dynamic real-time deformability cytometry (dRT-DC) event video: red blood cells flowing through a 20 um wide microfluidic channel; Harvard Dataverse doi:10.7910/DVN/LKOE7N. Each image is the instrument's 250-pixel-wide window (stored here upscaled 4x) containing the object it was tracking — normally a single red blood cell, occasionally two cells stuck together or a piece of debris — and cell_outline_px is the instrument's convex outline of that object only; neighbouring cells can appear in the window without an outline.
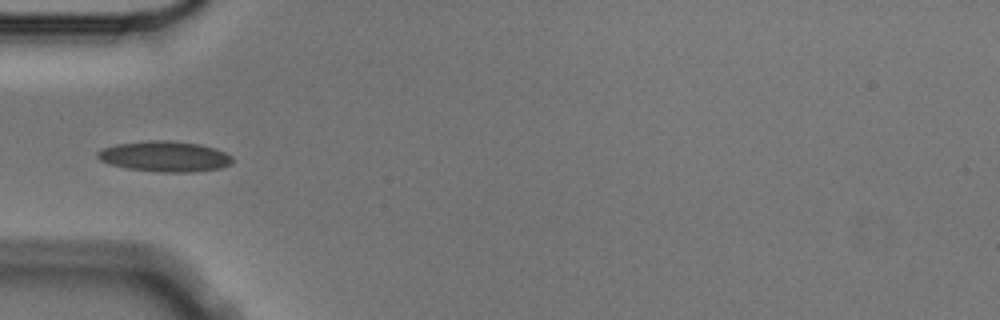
{"species": "Egyptian fruit bat (a non-hibernating species)", "species_latin": "Rousettus aegyptiacus", "temperature_condition": "cold", "stored_images_in_passage": 9, "camera_frame_rate_fps": 3000, "um_per_image_px": 0.085, "animal": {"sex": "male"}, "frame": {"image": 1, "passage_image": 6, "time_ms": 1.667, "image_size_px": [1000, 320], "cell_outline_px": [[232, 160], [228, 164], [220, 168], [192, 172], [160, 172], [128, 168], [108, 164], [100, 160], [96, 156], [96, 152], [104, 148], [116, 144], [148, 140], [168, 140], [200, 144], [216, 148], [232, 156]], "centroid_in_image_um": [13.98, 13.29], "position_along_channel_um": 71.0, "area_um2": 23.99}}
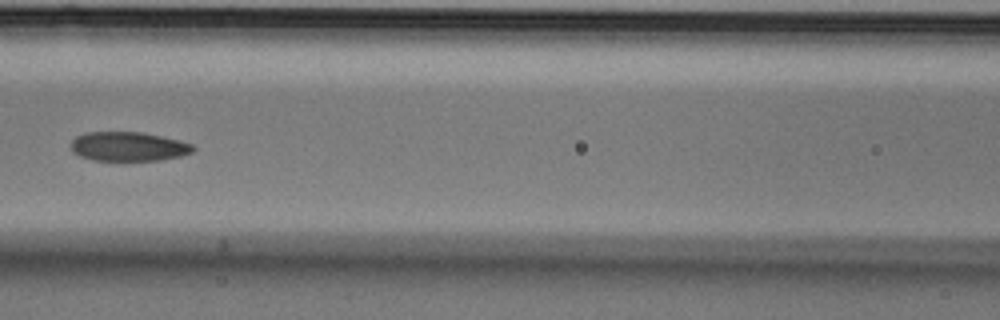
{"frame": {"image": 2, "passage_image": 8, "time_ms": 2.333, "image_size_px": [1000, 320], "cell_outline_px": [[196, 148], [192, 152], [180, 156], [160, 160], [92, 160], [80, 156], [72, 152], [72, 140], [76, 136], [84, 132], [140, 132], [180, 140], [192, 144]], "centroid_in_image_um": [10.91, 12.45], "position_along_channel_um": 155.7, "area_um2": 20.75}}
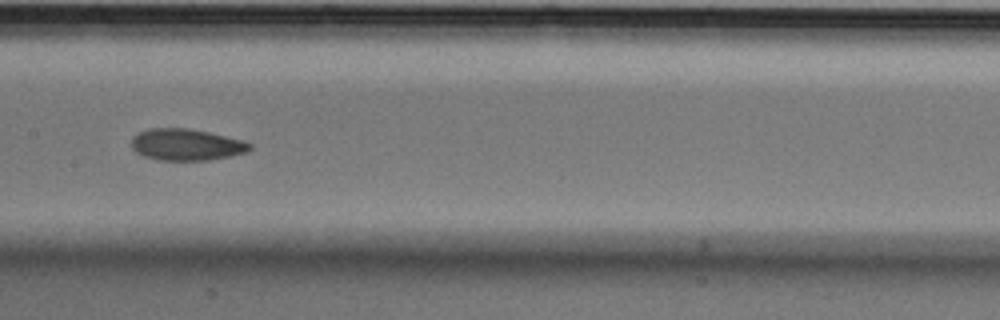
{"frame": {"image": 3, "passage_image": 9, "time_ms": 2.667, "image_size_px": [1000, 320], "cell_outline_px": [[252, 148], [248, 152], [208, 160], [156, 160], [144, 156], [136, 152], [132, 148], [132, 136], [148, 128], [188, 128], [208, 132], [244, 140], [252, 144]], "centroid_in_image_um": [15.84, 12.29], "position_along_channel_um": 191.6, "area_um2": 21.85}}